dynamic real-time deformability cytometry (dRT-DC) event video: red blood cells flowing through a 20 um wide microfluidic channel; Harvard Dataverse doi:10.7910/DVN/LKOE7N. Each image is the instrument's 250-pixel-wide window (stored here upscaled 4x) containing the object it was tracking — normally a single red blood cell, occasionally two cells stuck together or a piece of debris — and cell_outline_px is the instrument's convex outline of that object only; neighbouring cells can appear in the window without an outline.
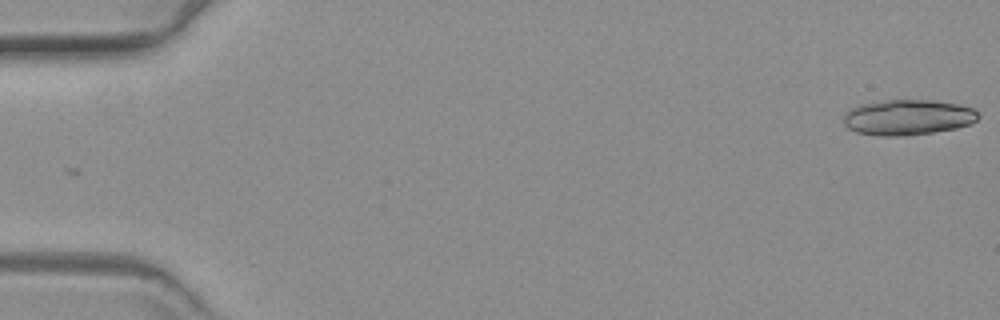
{"species": "common noctule bat (a hibernating species)", "species_latin": "Nyctalus noctula", "temperature_condition": "warm", "stored_images_in_passage": 20, "camera_frame_rate_fps": 3000, "um_per_image_px": 0.085, "animal": {"sex": "female", "body_mass_g": 19.3, "forearm_length_mm": 54.1}, "frame": {"image": 1, "passage_image": 1, "time_ms": 0.0, "image_size_px": [1000, 320], "cell_outline_px": [[980, 116], [972, 124], [956, 128], [932, 132], [904, 136], [876, 136], [856, 132], [848, 128], [844, 124], [844, 116], [852, 108], [860, 104], [880, 100], [932, 100], [960, 104], [972, 108]], "centroid_in_image_um": [77.17, 9.97], "position_along_channel_um": 7.8, "area_um2": 27.98}}